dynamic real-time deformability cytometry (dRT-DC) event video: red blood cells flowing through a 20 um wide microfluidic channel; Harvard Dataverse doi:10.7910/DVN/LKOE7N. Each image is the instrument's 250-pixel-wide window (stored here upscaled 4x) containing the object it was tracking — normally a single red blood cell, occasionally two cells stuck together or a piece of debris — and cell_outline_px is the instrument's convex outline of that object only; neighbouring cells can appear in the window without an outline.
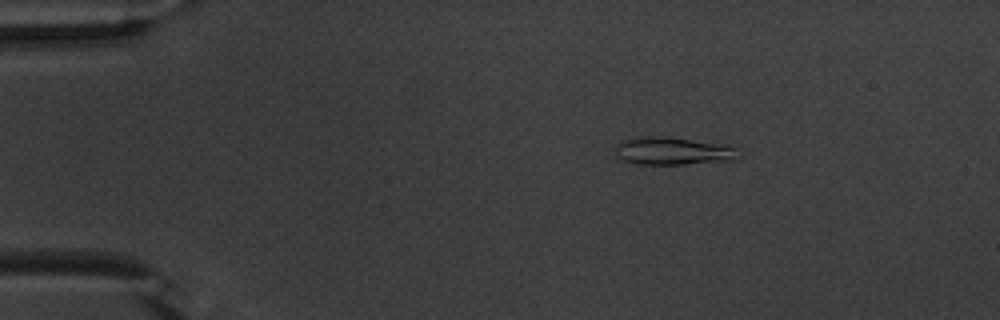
{"species": "common noctule bat (a hibernating species)", "species_latin": "Nyctalus noctula", "temperature_condition": "warm", "stored_images_in_passage": 50, "camera_frame_rate_fps": 3000, "um_per_image_px": 0.085, "animal": {"sex": "male", "body_mass_g": 20.1, "forearm_length_mm": 53.5}, "frame": {"image": 1, "passage_image": 6, "time_ms": 1.667, "image_size_px": [1000, 320], "cell_outline_px": [[740, 156], [732, 160], [684, 164], [632, 164], [620, 160], [616, 152], [616, 144], [624, 140], [636, 136], [664, 136], [728, 144], [736, 148]], "centroid_in_image_um": [57.18, 12.82], "position_along_channel_um": 27.8, "area_um2": 20.23}}
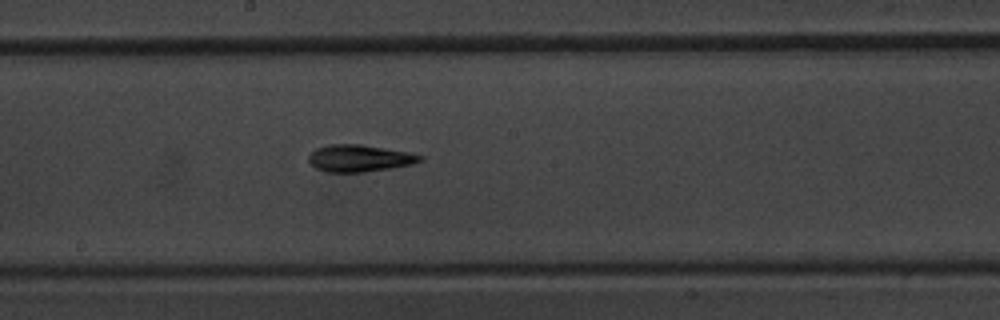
{"frame": {"image": 2, "passage_image": 26, "time_ms": 8.333, "image_size_px": [1000, 320], "cell_outline_px": [[424, 160], [412, 164], [392, 168], [364, 172], [328, 172], [316, 168], [308, 160], [308, 156], [316, 148], [332, 144], [360, 144], [408, 152], [424, 156]], "centroid_in_image_um": [30.57, 13.45], "position_along_channel_um": 217.6, "area_um2": 17.46}}
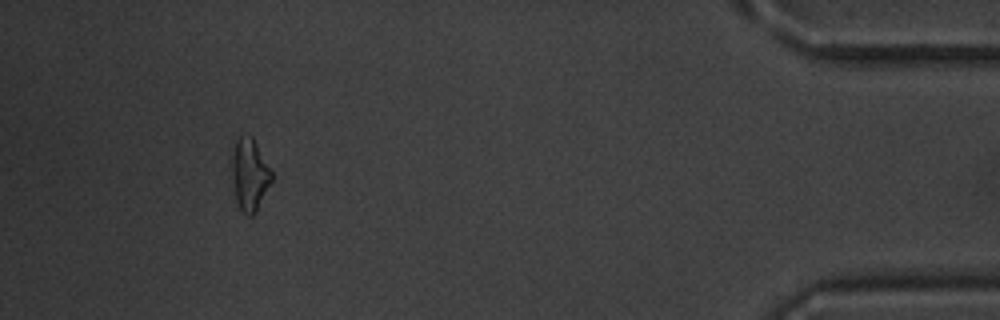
{"frame": {"image": 3, "passage_image": 46, "time_ms": 15.0, "image_size_px": [1000, 320], "cell_outline_px": [[276, 176], [256, 212], [252, 216], [248, 216], [240, 208], [236, 200], [232, 172], [232, 152], [236, 140], [240, 136], [252, 136]], "centroid_in_image_um": [21.28, 14.84], "position_along_channel_um": 413.9, "area_um2": 16.94}, "authors_computed_cell_mechanics": {"area_um2": 16.8776, "velocity_mm_per_s": 3.8333, "shape_relaxation_time_tau1_ms": 7.4265, "shape_relaxation_time_tau2_ms": 5.6494, "deformation_change_tau1": 0.2046, "deformation_change_tau2": 0.1752}}